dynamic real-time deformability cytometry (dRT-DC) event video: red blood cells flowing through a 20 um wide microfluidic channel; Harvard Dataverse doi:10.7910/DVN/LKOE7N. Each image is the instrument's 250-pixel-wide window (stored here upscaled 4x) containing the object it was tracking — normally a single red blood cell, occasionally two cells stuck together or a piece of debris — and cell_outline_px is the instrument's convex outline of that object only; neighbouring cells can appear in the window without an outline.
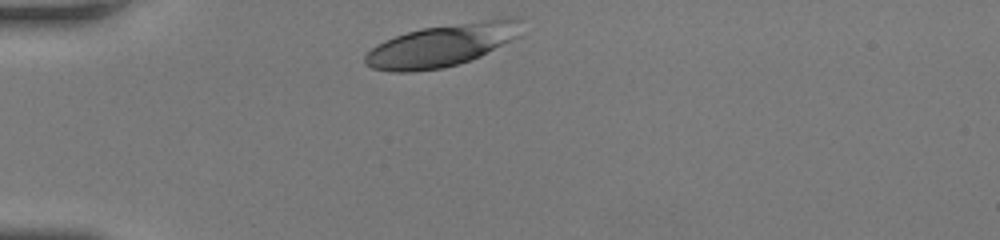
{"species": "human", "species_latin": "Homo sapiens", "temperature_condition": "room temperature", "stored_images_in_passage": 28, "camera_frame_rate_fps": 3000, "um_per_image_px": 0.085, "donor": {"sex": "female"}, "frame": {"image": 1, "passage_image": 1, "time_ms": 0.0, "image_size_px": [1000, 240], "cell_outline_px": [[520, 36], [480, 56], [444, 68], [412, 72], [392, 72], [372, 68], [364, 64], [364, 56], [376, 44], [384, 40], [408, 32], [424, 28], [504, 16], [520, 16]], "centroid_in_image_um": [37.6, 3.82], "position_along_channel_um": 47.4, "area_um2": 38.9}}
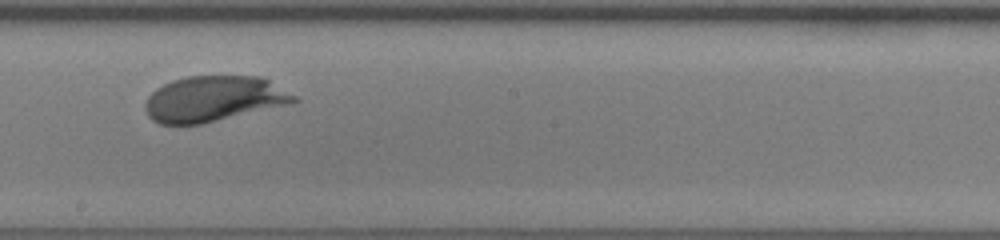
{"frame": {"image": 2, "passage_image": 16, "time_ms": 5.0, "image_size_px": [1000, 240], "cell_outline_px": [[300, 100], [292, 104], [200, 124], [160, 124], [152, 120], [148, 116], [144, 108], [144, 104], [148, 96], [156, 88], [172, 80], [188, 76], [264, 76], [296, 96]], "centroid_in_image_um": [18.19, 8.39], "position_along_channel_um": 230.0, "area_um2": 39.82}}
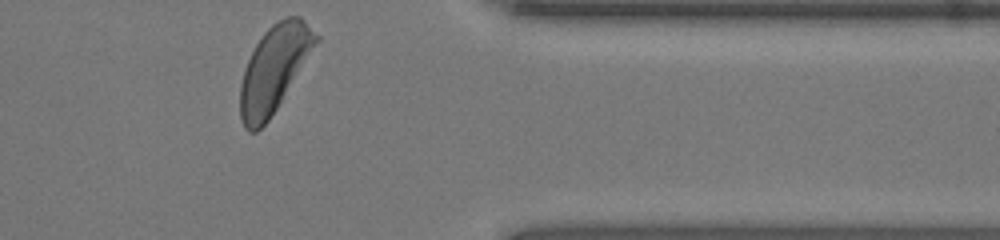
{"frame": {"image": 3, "passage_image": 28, "time_ms": 9.0, "image_size_px": [1000, 240], "cell_outline_px": [[320, 40], [276, 108], [268, 120], [256, 132], [248, 132], [244, 128], [240, 116], [240, 84], [244, 68], [256, 44], [264, 32], [272, 24], [284, 16], [300, 16], [320, 36]], "centroid_in_image_um": [23.3, 5.83], "position_along_channel_um": 388.1, "area_um2": 37.74}, "authors_computed_cell_mechanics": {"area_um2": 39.1017, "velocity_mm_per_s": 4.2116, "shape_relaxation_time_tau1_ms": 1.9831, "shape_relaxation_time_tau2_ms": null, "deformation_change_tau1": 0.1181, "deformation_change_tau2": null}}